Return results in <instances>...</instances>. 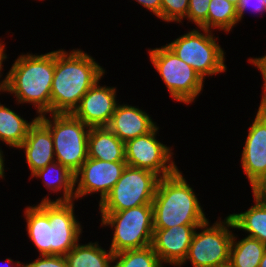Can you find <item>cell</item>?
<instances>
[{"label": "cell", "instance_id": "cell-1", "mask_svg": "<svg viewBox=\"0 0 266 267\" xmlns=\"http://www.w3.org/2000/svg\"><path fill=\"white\" fill-rule=\"evenodd\" d=\"M37 203L23 210L31 244L39 255L65 256L84 233L83 223L75 214V200Z\"/></svg>", "mask_w": 266, "mask_h": 267}, {"label": "cell", "instance_id": "cell-2", "mask_svg": "<svg viewBox=\"0 0 266 267\" xmlns=\"http://www.w3.org/2000/svg\"><path fill=\"white\" fill-rule=\"evenodd\" d=\"M95 59L80 48L54 50L51 113H72L88 90L107 74Z\"/></svg>", "mask_w": 266, "mask_h": 267}, {"label": "cell", "instance_id": "cell-3", "mask_svg": "<svg viewBox=\"0 0 266 267\" xmlns=\"http://www.w3.org/2000/svg\"><path fill=\"white\" fill-rule=\"evenodd\" d=\"M54 51L44 54L21 53L7 70V93L16 105H32L35 116L51 113V86Z\"/></svg>", "mask_w": 266, "mask_h": 267}, {"label": "cell", "instance_id": "cell-4", "mask_svg": "<svg viewBox=\"0 0 266 267\" xmlns=\"http://www.w3.org/2000/svg\"><path fill=\"white\" fill-rule=\"evenodd\" d=\"M198 195L179 168L161 177L152 202L153 229L201 225L207 221Z\"/></svg>", "mask_w": 266, "mask_h": 267}, {"label": "cell", "instance_id": "cell-5", "mask_svg": "<svg viewBox=\"0 0 266 267\" xmlns=\"http://www.w3.org/2000/svg\"><path fill=\"white\" fill-rule=\"evenodd\" d=\"M213 31L193 28L165 45L204 80L227 72L226 52Z\"/></svg>", "mask_w": 266, "mask_h": 267}, {"label": "cell", "instance_id": "cell-6", "mask_svg": "<svg viewBox=\"0 0 266 267\" xmlns=\"http://www.w3.org/2000/svg\"><path fill=\"white\" fill-rule=\"evenodd\" d=\"M99 214L102 229L109 227L113 231L109 249L114 254L151 245L154 231L152 205Z\"/></svg>", "mask_w": 266, "mask_h": 267}, {"label": "cell", "instance_id": "cell-7", "mask_svg": "<svg viewBox=\"0 0 266 267\" xmlns=\"http://www.w3.org/2000/svg\"><path fill=\"white\" fill-rule=\"evenodd\" d=\"M38 119L52 134L55 161L75 174L88 158L90 127L71 113H48Z\"/></svg>", "mask_w": 266, "mask_h": 267}, {"label": "cell", "instance_id": "cell-8", "mask_svg": "<svg viewBox=\"0 0 266 267\" xmlns=\"http://www.w3.org/2000/svg\"><path fill=\"white\" fill-rule=\"evenodd\" d=\"M222 219L218 217L213 224L208 219L196 228L187 257L179 267L188 262L193 267H224L229 264L230 247L236 229L229 215Z\"/></svg>", "mask_w": 266, "mask_h": 267}, {"label": "cell", "instance_id": "cell-9", "mask_svg": "<svg viewBox=\"0 0 266 267\" xmlns=\"http://www.w3.org/2000/svg\"><path fill=\"white\" fill-rule=\"evenodd\" d=\"M147 54L171 100L189 106L198 99L205 80L191 66L180 60L166 45L148 48Z\"/></svg>", "mask_w": 266, "mask_h": 267}, {"label": "cell", "instance_id": "cell-10", "mask_svg": "<svg viewBox=\"0 0 266 267\" xmlns=\"http://www.w3.org/2000/svg\"><path fill=\"white\" fill-rule=\"evenodd\" d=\"M160 178L150 170L127 165L110 193L98 204L99 212L152 205Z\"/></svg>", "mask_w": 266, "mask_h": 267}, {"label": "cell", "instance_id": "cell-11", "mask_svg": "<svg viewBox=\"0 0 266 267\" xmlns=\"http://www.w3.org/2000/svg\"><path fill=\"white\" fill-rule=\"evenodd\" d=\"M159 127L157 125L148 134L127 141L125 161L129 166L147 169L164 177L173 174L178 166L174 159L176 154L173 152V146H167L158 139Z\"/></svg>", "mask_w": 266, "mask_h": 267}, {"label": "cell", "instance_id": "cell-12", "mask_svg": "<svg viewBox=\"0 0 266 267\" xmlns=\"http://www.w3.org/2000/svg\"><path fill=\"white\" fill-rule=\"evenodd\" d=\"M126 166V161L110 162L88 157L74 174V200L78 202L88 195L99 194L98 204L101 203L120 179Z\"/></svg>", "mask_w": 266, "mask_h": 267}, {"label": "cell", "instance_id": "cell-13", "mask_svg": "<svg viewBox=\"0 0 266 267\" xmlns=\"http://www.w3.org/2000/svg\"><path fill=\"white\" fill-rule=\"evenodd\" d=\"M99 79L81 98L71 113L88 127H107L119 103L117 87L101 84Z\"/></svg>", "mask_w": 266, "mask_h": 267}, {"label": "cell", "instance_id": "cell-14", "mask_svg": "<svg viewBox=\"0 0 266 267\" xmlns=\"http://www.w3.org/2000/svg\"><path fill=\"white\" fill-rule=\"evenodd\" d=\"M198 226L180 225L168 229H154L151 246L165 267H179L183 263Z\"/></svg>", "mask_w": 266, "mask_h": 267}, {"label": "cell", "instance_id": "cell-15", "mask_svg": "<svg viewBox=\"0 0 266 267\" xmlns=\"http://www.w3.org/2000/svg\"><path fill=\"white\" fill-rule=\"evenodd\" d=\"M255 114L240 155V167L250 185L266 173V119Z\"/></svg>", "mask_w": 266, "mask_h": 267}, {"label": "cell", "instance_id": "cell-16", "mask_svg": "<svg viewBox=\"0 0 266 267\" xmlns=\"http://www.w3.org/2000/svg\"><path fill=\"white\" fill-rule=\"evenodd\" d=\"M153 120L144 109L120 101L107 127L126 143L131 139L151 132L159 125Z\"/></svg>", "mask_w": 266, "mask_h": 267}, {"label": "cell", "instance_id": "cell-17", "mask_svg": "<svg viewBox=\"0 0 266 267\" xmlns=\"http://www.w3.org/2000/svg\"><path fill=\"white\" fill-rule=\"evenodd\" d=\"M17 149L24 152L30 177L55 161L52 134L39 119L29 128L28 135Z\"/></svg>", "mask_w": 266, "mask_h": 267}, {"label": "cell", "instance_id": "cell-18", "mask_svg": "<svg viewBox=\"0 0 266 267\" xmlns=\"http://www.w3.org/2000/svg\"><path fill=\"white\" fill-rule=\"evenodd\" d=\"M42 179L43 186L49 190V195L54 193L58 195L55 199L45 195L40 202H67L74 201L75 196V180L74 173L66 166L54 161L46 165L43 169L35 172L31 179ZM61 195V196H60Z\"/></svg>", "mask_w": 266, "mask_h": 267}, {"label": "cell", "instance_id": "cell-19", "mask_svg": "<svg viewBox=\"0 0 266 267\" xmlns=\"http://www.w3.org/2000/svg\"><path fill=\"white\" fill-rule=\"evenodd\" d=\"M88 157L103 161H125V143L108 127H92L88 136Z\"/></svg>", "mask_w": 266, "mask_h": 267}, {"label": "cell", "instance_id": "cell-20", "mask_svg": "<svg viewBox=\"0 0 266 267\" xmlns=\"http://www.w3.org/2000/svg\"><path fill=\"white\" fill-rule=\"evenodd\" d=\"M37 119L38 116H34L31 121H28L23 115L21 117L17 111L0 102V144L17 150L28 135L29 128Z\"/></svg>", "mask_w": 266, "mask_h": 267}, {"label": "cell", "instance_id": "cell-21", "mask_svg": "<svg viewBox=\"0 0 266 267\" xmlns=\"http://www.w3.org/2000/svg\"><path fill=\"white\" fill-rule=\"evenodd\" d=\"M64 257L68 267H112L114 253L98 241L85 244L79 241Z\"/></svg>", "mask_w": 266, "mask_h": 267}, {"label": "cell", "instance_id": "cell-22", "mask_svg": "<svg viewBox=\"0 0 266 267\" xmlns=\"http://www.w3.org/2000/svg\"><path fill=\"white\" fill-rule=\"evenodd\" d=\"M244 212L228 214L235 229L242 231L245 236L258 239L266 245V204L253 200Z\"/></svg>", "mask_w": 266, "mask_h": 267}, {"label": "cell", "instance_id": "cell-23", "mask_svg": "<svg viewBox=\"0 0 266 267\" xmlns=\"http://www.w3.org/2000/svg\"><path fill=\"white\" fill-rule=\"evenodd\" d=\"M265 249L266 245L258 239L245 236L239 240L234 233L228 267H259Z\"/></svg>", "mask_w": 266, "mask_h": 267}, {"label": "cell", "instance_id": "cell-24", "mask_svg": "<svg viewBox=\"0 0 266 267\" xmlns=\"http://www.w3.org/2000/svg\"><path fill=\"white\" fill-rule=\"evenodd\" d=\"M238 25L236 6L226 0H211L208 10V30L229 34Z\"/></svg>", "mask_w": 266, "mask_h": 267}, {"label": "cell", "instance_id": "cell-25", "mask_svg": "<svg viewBox=\"0 0 266 267\" xmlns=\"http://www.w3.org/2000/svg\"><path fill=\"white\" fill-rule=\"evenodd\" d=\"M112 267H165L152 246L114 254Z\"/></svg>", "mask_w": 266, "mask_h": 267}, {"label": "cell", "instance_id": "cell-26", "mask_svg": "<svg viewBox=\"0 0 266 267\" xmlns=\"http://www.w3.org/2000/svg\"><path fill=\"white\" fill-rule=\"evenodd\" d=\"M190 0H161V20L167 23L184 24Z\"/></svg>", "mask_w": 266, "mask_h": 267}, {"label": "cell", "instance_id": "cell-27", "mask_svg": "<svg viewBox=\"0 0 266 267\" xmlns=\"http://www.w3.org/2000/svg\"><path fill=\"white\" fill-rule=\"evenodd\" d=\"M211 0H190L187 23L192 22L197 28L208 30V10Z\"/></svg>", "mask_w": 266, "mask_h": 267}, {"label": "cell", "instance_id": "cell-28", "mask_svg": "<svg viewBox=\"0 0 266 267\" xmlns=\"http://www.w3.org/2000/svg\"><path fill=\"white\" fill-rule=\"evenodd\" d=\"M23 267H68V264L62 255H38L31 262H23Z\"/></svg>", "mask_w": 266, "mask_h": 267}, {"label": "cell", "instance_id": "cell-29", "mask_svg": "<svg viewBox=\"0 0 266 267\" xmlns=\"http://www.w3.org/2000/svg\"><path fill=\"white\" fill-rule=\"evenodd\" d=\"M246 12H253L259 16L266 14V8L265 4H263V0H240L236 6L238 24L239 22H242Z\"/></svg>", "mask_w": 266, "mask_h": 267}, {"label": "cell", "instance_id": "cell-30", "mask_svg": "<svg viewBox=\"0 0 266 267\" xmlns=\"http://www.w3.org/2000/svg\"><path fill=\"white\" fill-rule=\"evenodd\" d=\"M247 61L250 63V65H253L255 68H257L262 76L261 79L263 84L261 85V101L257 112L255 111V113H257L261 118L266 119V70L253 57H249Z\"/></svg>", "mask_w": 266, "mask_h": 267}, {"label": "cell", "instance_id": "cell-31", "mask_svg": "<svg viewBox=\"0 0 266 267\" xmlns=\"http://www.w3.org/2000/svg\"><path fill=\"white\" fill-rule=\"evenodd\" d=\"M253 199L266 204V173L262 174L251 185Z\"/></svg>", "mask_w": 266, "mask_h": 267}, {"label": "cell", "instance_id": "cell-32", "mask_svg": "<svg viewBox=\"0 0 266 267\" xmlns=\"http://www.w3.org/2000/svg\"><path fill=\"white\" fill-rule=\"evenodd\" d=\"M6 43L3 42L2 37L0 38V95L1 93H7V72L5 73L6 75L3 76L4 74V64L5 61H8L7 59L9 57H7V53H6ZM3 76V77H2Z\"/></svg>", "mask_w": 266, "mask_h": 267}, {"label": "cell", "instance_id": "cell-33", "mask_svg": "<svg viewBox=\"0 0 266 267\" xmlns=\"http://www.w3.org/2000/svg\"><path fill=\"white\" fill-rule=\"evenodd\" d=\"M161 20V0H134Z\"/></svg>", "mask_w": 266, "mask_h": 267}, {"label": "cell", "instance_id": "cell-34", "mask_svg": "<svg viewBox=\"0 0 266 267\" xmlns=\"http://www.w3.org/2000/svg\"><path fill=\"white\" fill-rule=\"evenodd\" d=\"M1 145V144H0ZM2 146H0V180H5V171L7 170L5 168V155H4V150H2L1 148Z\"/></svg>", "mask_w": 266, "mask_h": 267}, {"label": "cell", "instance_id": "cell-35", "mask_svg": "<svg viewBox=\"0 0 266 267\" xmlns=\"http://www.w3.org/2000/svg\"><path fill=\"white\" fill-rule=\"evenodd\" d=\"M5 263H7V267H23V262L21 261H14L13 259H11V257L6 258L5 259Z\"/></svg>", "mask_w": 266, "mask_h": 267}, {"label": "cell", "instance_id": "cell-36", "mask_svg": "<svg viewBox=\"0 0 266 267\" xmlns=\"http://www.w3.org/2000/svg\"><path fill=\"white\" fill-rule=\"evenodd\" d=\"M266 70V54L263 56L253 57Z\"/></svg>", "mask_w": 266, "mask_h": 267}, {"label": "cell", "instance_id": "cell-37", "mask_svg": "<svg viewBox=\"0 0 266 267\" xmlns=\"http://www.w3.org/2000/svg\"><path fill=\"white\" fill-rule=\"evenodd\" d=\"M259 267H266V249H265L263 258L260 261Z\"/></svg>", "mask_w": 266, "mask_h": 267}, {"label": "cell", "instance_id": "cell-38", "mask_svg": "<svg viewBox=\"0 0 266 267\" xmlns=\"http://www.w3.org/2000/svg\"><path fill=\"white\" fill-rule=\"evenodd\" d=\"M226 1H229L234 6H237L240 0H226Z\"/></svg>", "mask_w": 266, "mask_h": 267}, {"label": "cell", "instance_id": "cell-39", "mask_svg": "<svg viewBox=\"0 0 266 267\" xmlns=\"http://www.w3.org/2000/svg\"><path fill=\"white\" fill-rule=\"evenodd\" d=\"M263 4H265V8H266V0H263Z\"/></svg>", "mask_w": 266, "mask_h": 267}]
</instances>
